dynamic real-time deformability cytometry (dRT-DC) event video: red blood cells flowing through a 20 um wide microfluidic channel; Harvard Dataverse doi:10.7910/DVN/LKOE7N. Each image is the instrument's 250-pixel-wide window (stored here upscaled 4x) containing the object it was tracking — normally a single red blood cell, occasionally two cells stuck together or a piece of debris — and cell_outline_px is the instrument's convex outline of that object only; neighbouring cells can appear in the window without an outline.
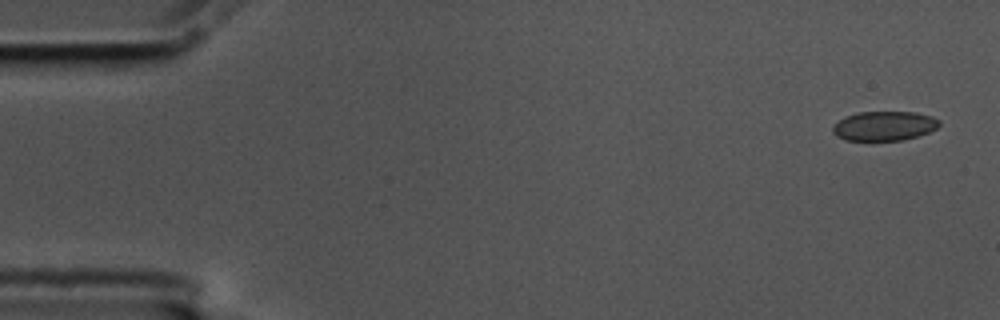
{"species": "common noctule bat (a hibernating species)", "species_latin": "Nyctalus noctula", "temperature_condition": "cold", "stored_images_in_passage": 5, "camera_frame_rate_fps": 3000, "um_per_image_px": 0.085, "animal": {"sex": "male", "body_mass_g": 17.5, "forearm_length_mm": 52.3}, "frame": {"image": 1, "passage_image": 1, "time_ms": 0.0, "image_size_px": [1000, 320], "cell_outline_px": [[940, 124], [936, 128], [928, 132], [916, 136], [900, 140], [844, 140], [836, 136], [832, 132], [832, 128], [844, 116], [860, 112], [916, 112], [932, 116], [940, 120]], "centroid_in_image_um": [75.15, 10.7], "position_along_channel_um": 9.8, "area_um2": 18.15}}